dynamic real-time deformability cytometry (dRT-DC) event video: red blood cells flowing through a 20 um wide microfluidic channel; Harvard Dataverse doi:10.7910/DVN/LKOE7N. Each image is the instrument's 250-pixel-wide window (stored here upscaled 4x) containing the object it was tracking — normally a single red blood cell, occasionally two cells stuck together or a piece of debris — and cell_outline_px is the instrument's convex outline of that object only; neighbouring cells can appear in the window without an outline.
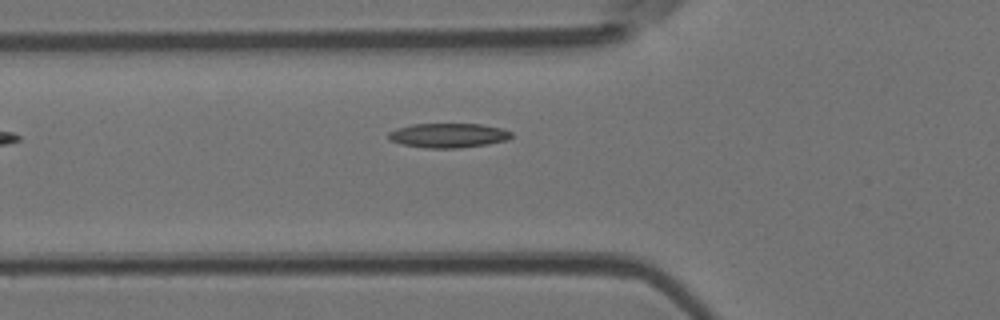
{"species": "Egyptian fruit bat (a non-hibernating species)", "species_latin": "Rousettus aegyptiacus", "temperature_condition": "room temperature", "stored_images_in_passage": 2, "camera_frame_rate_fps": 3000, "um_per_image_px": 0.085, "animal": {"sex": "female"}, "frame": {"image": 1, "passage_image": 2, "time_ms": 1.333, "image_size_px": [1000, 320], "cell_outline_px": [[512, 136], [508, 140], [488, 144], [460, 148], [428, 148], [404, 144], [388, 140], [388, 132], [396, 128], [412, 124], [480, 124], [500, 128], [512, 132]], "centroid_in_image_um": [38.1, 11.51], "position_along_channel_um": 87.7, "area_um2": 17.51}}